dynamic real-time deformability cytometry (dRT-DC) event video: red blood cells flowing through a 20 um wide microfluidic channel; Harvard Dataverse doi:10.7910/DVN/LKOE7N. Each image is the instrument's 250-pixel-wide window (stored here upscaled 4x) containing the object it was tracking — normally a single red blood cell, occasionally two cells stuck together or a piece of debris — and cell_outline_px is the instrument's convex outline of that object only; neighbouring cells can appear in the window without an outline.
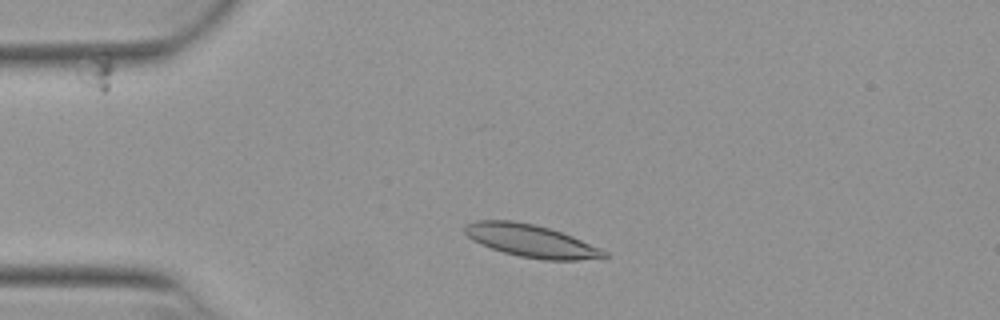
{"species": "Egyptian fruit bat (a non-hibernating species)", "species_latin": "Rousettus aegyptiacus", "temperature_condition": "warm", "stored_images_in_passage": 48, "camera_frame_rate_fps": 3000, "um_per_image_px": 0.085, "animal": {"sex": "female"}, "frame": {"image": 1, "passage_image": 8, "time_ms": 2.333, "image_size_px": [1000, 320], "cell_outline_px": [[608, 256], [604, 260], [544, 260], [520, 256], [504, 252], [480, 244], [472, 240], [464, 232], [464, 224], [476, 220], [512, 220], [536, 224], [572, 236], [600, 248], [608, 252]], "centroid_in_image_um": [45.18, 20.48], "position_along_channel_um": 39.8, "area_um2": 26.7}}
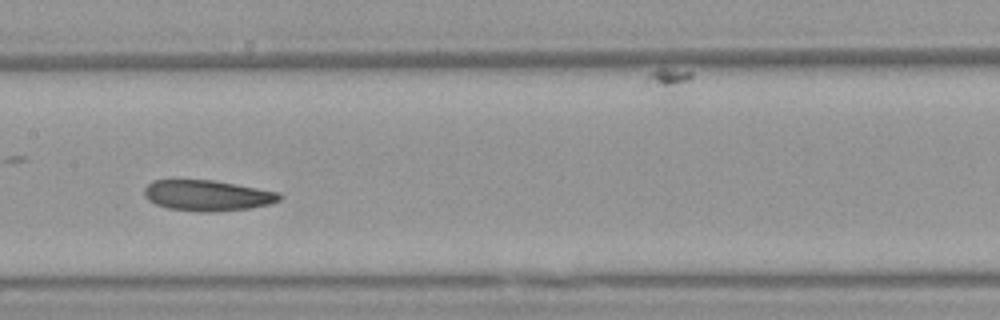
{"frame": {"image": 2, "passage_image": 22, "time_ms": 7.0, "image_size_px": [1000, 320], "cell_outline_px": [[284, 196], [280, 200], [272, 204], [248, 208], [204, 212], [200, 212], [168, 208], [156, 204], [148, 200], [144, 196], [144, 188], [152, 180], [176, 176], [212, 180], [236, 184], [280, 192]], "centroid_in_image_um": [17.56, 16.56], "position_along_channel_um": 189.8, "area_um2": 25.09}}
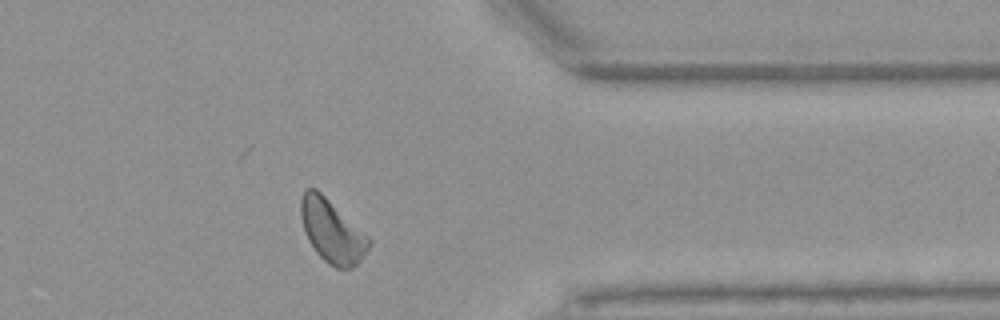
{"frame": {"image": 3, "passage_image": 38, "time_ms": 12.333, "image_size_px": [1000, 320], "cell_outline_px": [[372, 244], [360, 260], [352, 268], [336, 268], [328, 264], [316, 252], [308, 240], [304, 232], [300, 216], [300, 200], [304, 188], [316, 188], [368, 236], [372, 240]], "centroid_in_image_um": [28.19, 19.64], "position_along_channel_um": 383.2, "area_um2": 24.91}, "authors_computed_cell_mechanics": {"area_um2": 24.854, "velocity_mm_per_s": 3.8634, "shape_relaxation_time_tau1_ms": 4.3797, "shape_relaxation_time_tau2_ms": 2.8945, "deformation_change_tau1": 0.113, "deformation_change_tau2": 0.1049}}